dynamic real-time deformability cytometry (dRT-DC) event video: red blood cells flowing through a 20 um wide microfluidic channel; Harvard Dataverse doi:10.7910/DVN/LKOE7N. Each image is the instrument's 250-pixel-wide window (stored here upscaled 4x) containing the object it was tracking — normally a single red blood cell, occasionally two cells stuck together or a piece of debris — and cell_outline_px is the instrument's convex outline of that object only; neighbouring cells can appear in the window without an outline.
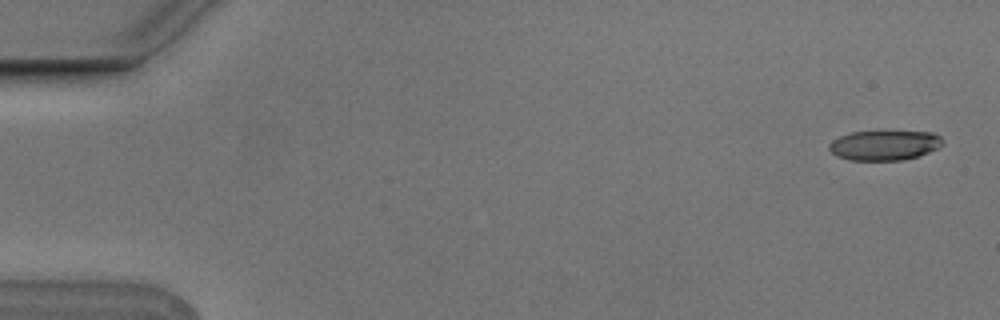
{"species": "Egyptian fruit bat (a non-hibernating species)", "species_latin": "Rousettus aegyptiacus", "temperature_condition": "cold", "stored_images_in_passage": 5, "camera_frame_rate_fps": 3000, "um_per_image_px": 0.085, "animal": {"sex": "male"}, "frame": {"image": 1, "passage_image": 1, "time_ms": 0.0, "image_size_px": [1000, 320], "cell_outline_px": [[944, 144], [928, 152], [916, 156], [900, 160], [848, 160], [836, 156], [828, 148], [828, 144], [832, 140], [840, 136], [852, 132], [888, 128], [936, 132], [944, 140]], "centroid_in_image_um": [75.2, 12.27], "position_along_channel_um": 9.8, "area_um2": 20.87}}
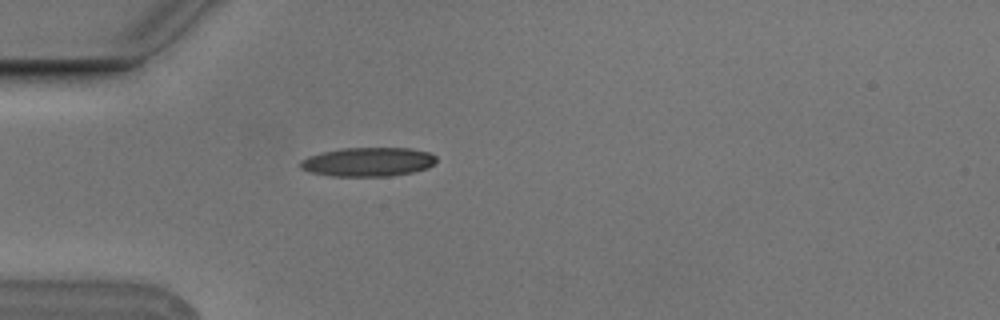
{"frame": {"image": 2, "passage_image": 5, "time_ms": 1.333, "image_size_px": [1000, 320], "cell_outline_px": [[436, 160], [428, 168], [412, 172], [388, 176], [332, 176], [312, 172], [300, 168], [300, 160], [308, 156], [324, 152], [344, 148], [412, 148], [428, 152], [436, 156]], "centroid_in_image_um": [31.29, 13.76], "position_along_channel_um": 53.7, "area_um2": 22.83}}